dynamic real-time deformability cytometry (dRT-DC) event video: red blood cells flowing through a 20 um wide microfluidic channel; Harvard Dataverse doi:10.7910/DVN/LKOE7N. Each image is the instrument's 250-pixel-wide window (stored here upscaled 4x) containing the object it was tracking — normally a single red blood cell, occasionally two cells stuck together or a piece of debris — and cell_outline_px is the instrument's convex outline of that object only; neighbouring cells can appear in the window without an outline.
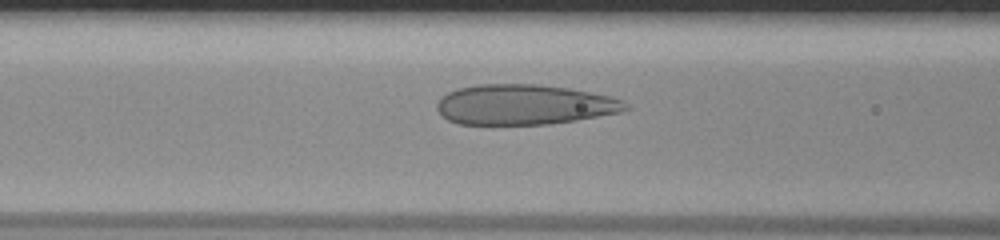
{"species": "human", "species_latin": "Homo sapiens", "temperature_condition": "room temperature", "stored_images_in_passage": 37, "camera_frame_rate_fps": 3000, "um_per_image_px": 0.085, "donor": {"sex": "male"}, "frame": {"image": 1, "passage_image": 7, "time_ms": 2.0, "image_size_px": [1000, 240], "cell_outline_px": [[632, 108], [620, 112], [576, 120], [548, 124], [460, 124], [448, 120], [436, 108], [436, 104], [448, 92], [460, 88], [480, 84], [536, 84], [568, 88], [608, 96], [624, 100]], "centroid_in_image_um": [44.59, 8.89], "position_along_channel_um": 122.0, "area_um2": 43.87}}
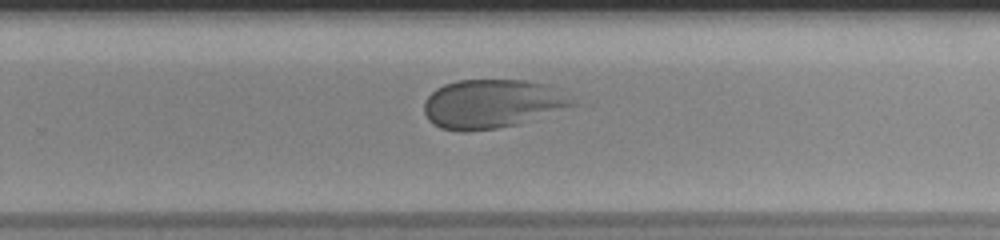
{"frame": {"image": 2, "passage_image": 20, "time_ms": 6.333, "image_size_px": [1000, 240], "cell_outline_px": [[576, 104], [520, 124], [496, 128], [468, 132], [460, 132], [440, 128], [432, 124], [428, 120], [424, 112], [424, 104], [428, 96], [436, 88], [444, 84], [456, 80], [528, 80], [548, 84], [560, 88]], "centroid_in_image_um": [41.81, 8.82], "position_along_channel_um": 288.0, "area_um2": 42.54}}
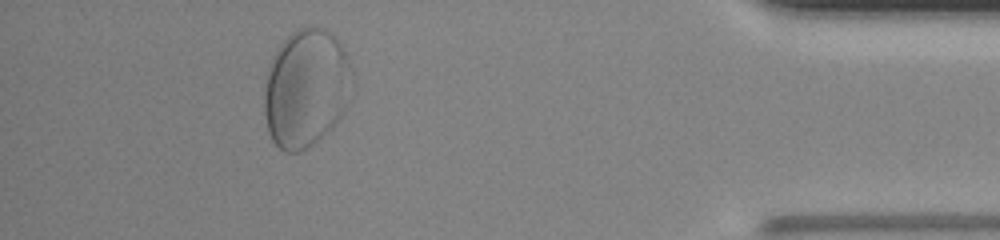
{"frame": {"image": 3, "passage_image": 33, "time_ms": 10.667, "image_size_px": [1000, 240], "cell_outline_px": [[352, 68], [344, 108], [340, 116], [332, 128], [300, 152], [284, 152], [272, 140], [268, 132], [264, 116], [264, 92], [268, 64], [276, 48], [296, 28], [324, 28], [340, 44], [348, 56]], "centroid_in_image_um": [25.95, 7.49], "position_along_channel_um": 409.2, "area_um2": 60.0}}